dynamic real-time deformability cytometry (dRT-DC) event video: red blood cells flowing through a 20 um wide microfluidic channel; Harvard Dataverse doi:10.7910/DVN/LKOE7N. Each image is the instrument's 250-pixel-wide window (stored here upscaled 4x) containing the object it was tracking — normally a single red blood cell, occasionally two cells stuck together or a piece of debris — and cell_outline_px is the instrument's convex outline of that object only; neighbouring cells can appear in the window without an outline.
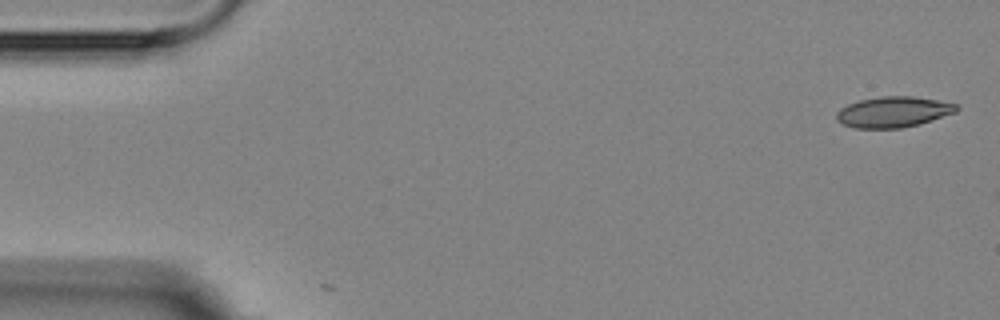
{"species": "Egyptian fruit bat (a non-hibernating species)", "species_latin": "Rousettus aegyptiacus", "temperature_condition": "room temperature", "stored_images_in_passage": 5, "camera_frame_rate_fps": 3000, "um_per_image_px": 0.085, "animal": {"sex": "female"}, "frame": {"image": 1, "passage_image": 1, "time_ms": 0.0, "image_size_px": [1000, 320], "cell_outline_px": [[960, 108], [956, 112], [920, 124], [900, 128], [856, 128], [844, 124], [836, 120], [836, 112], [840, 108], [848, 104], [860, 100], [880, 96], [912, 96], [936, 100], [956, 104]], "centroid_in_image_um": [75.92, 9.51], "position_along_channel_um": 9.1, "area_um2": 21.44}}